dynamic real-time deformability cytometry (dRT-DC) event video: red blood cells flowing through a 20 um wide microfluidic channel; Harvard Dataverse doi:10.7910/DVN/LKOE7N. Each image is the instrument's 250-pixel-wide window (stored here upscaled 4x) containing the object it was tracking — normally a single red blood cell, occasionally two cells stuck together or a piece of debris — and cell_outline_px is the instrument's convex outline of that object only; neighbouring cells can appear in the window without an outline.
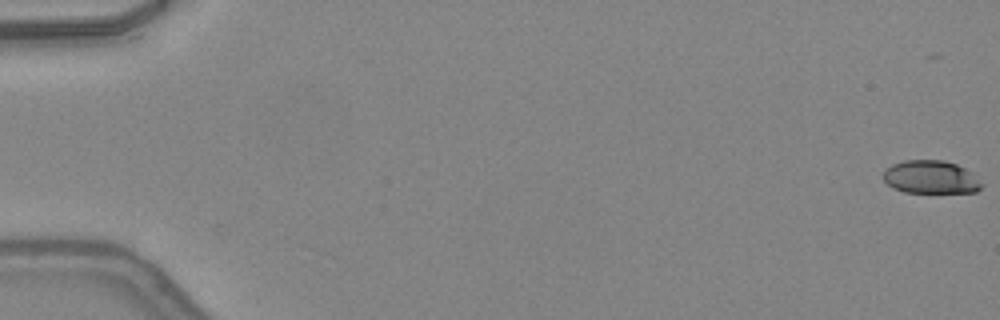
{"species": "common noctule bat (a hibernating species)", "species_latin": "Nyctalus noctula", "temperature_condition": "warm", "stored_images_in_passage": 9, "camera_frame_rate_fps": 3000, "um_per_image_px": 0.085, "animal": {"sex": "female", "body_mass_g": 24.6, "forearm_length_mm": 56.2}, "frame": {"image": 1, "passage_image": 1, "time_ms": 0.0, "image_size_px": [1000, 320], "cell_outline_px": [[984, 184], [976, 192], [904, 192], [892, 188], [884, 180], [884, 168], [892, 164], [904, 160], [944, 160], [956, 164], [964, 168]], "centroid_in_image_um": [79.08, 15.05], "position_along_channel_um": 5.9, "area_um2": 18.9}}